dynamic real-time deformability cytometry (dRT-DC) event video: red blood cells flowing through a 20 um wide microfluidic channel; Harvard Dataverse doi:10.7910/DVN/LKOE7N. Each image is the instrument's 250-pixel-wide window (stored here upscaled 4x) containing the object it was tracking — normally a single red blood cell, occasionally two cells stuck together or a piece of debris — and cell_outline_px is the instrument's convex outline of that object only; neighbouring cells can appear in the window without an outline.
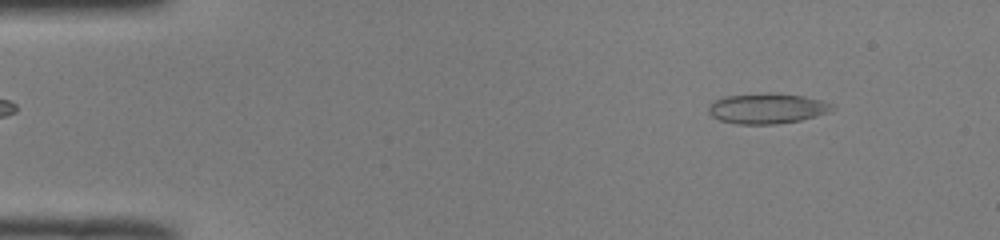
{"species": "common noctule bat (a hibernating species)", "species_latin": "Nyctalus noctula", "temperature_condition": "room temperature", "stored_images_in_passage": 49, "camera_frame_rate_fps": 3000, "um_per_image_px": 0.085, "animal": {"sex": "male", "body_mass_g": 19.0, "forearm_length_mm": 50.8}, "frame": {"image": 1, "passage_image": 5, "time_ms": 1.333, "image_size_px": [1000, 240], "cell_outline_px": [[836, 108], [828, 112], [816, 116], [800, 120], [776, 124], [736, 124], [720, 120], [712, 116], [708, 112], [708, 104], [724, 96], [772, 92], [804, 96], [820, 100], [832, 104]], "centroid_in_image_um": [65.19, 9.21], "position_along_channel_um": 19.8, "area_um2": 21.96}}
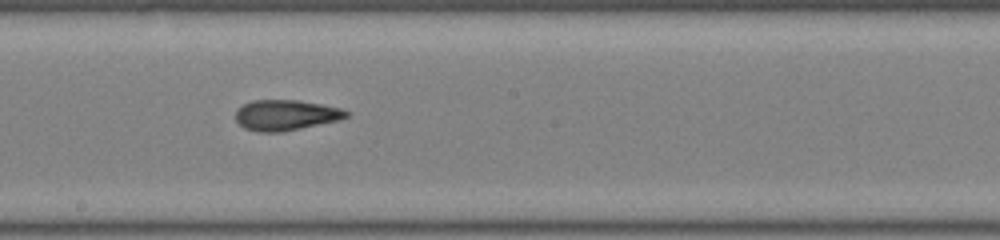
{"frame": {"image": 2, "passage_image": 27, "time_ms": 8.667, "image_size_px": [1000, 240], "cell_outline_px": [[352, 112], [348, 116], [340, 120], [284, 132], [260, 132], [244, 128], [236, 120], [236, 108], [252, 100], [300, 100], [340, 108]], "centroid_in_image_um": [24.31, 9.78], "position_along_channel_um": 223.9, "area_um2": 19.88}}
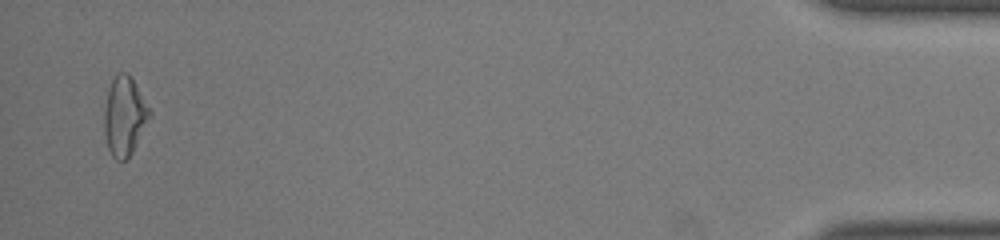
{"frame": {"image": 3, "passage_image": 48, "time_ms": 15.667, "image_size_px": [1000, 240], "cell_outline_px": [[152, 112], [128, 160], [116, 160], [112, 156], [108, 148], [104, 132], [104, 112], [108, 88], [112, 80], [120, 72], [128, 72], [132, 76]], "centroid_in_image_um": [10.58, 9.85], "position_along_channel_um": 424.6, "area_um2": 20.87}, "authors_computed_cell_mechanics": {"area_um2": 20.1144, "velocity_mm_per_s": 4.0486, "shape_relaxation_time_tau1_ms": null, "shape_relaxation_time_tau2_ms": 2.9077, "deformation_change_tau1": null, "deformation_change_tau2": 0.1113}}